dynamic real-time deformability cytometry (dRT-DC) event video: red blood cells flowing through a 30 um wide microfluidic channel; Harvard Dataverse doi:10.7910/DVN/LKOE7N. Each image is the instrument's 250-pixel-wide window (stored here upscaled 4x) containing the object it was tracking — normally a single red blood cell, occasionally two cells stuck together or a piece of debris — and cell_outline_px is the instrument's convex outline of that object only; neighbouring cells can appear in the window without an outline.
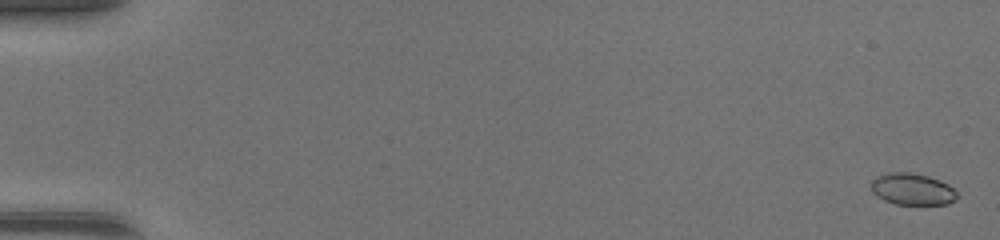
{"species": "common noctule bat (a hibernating species)", "species_latin": "Nyctalus noctula", "temperature_condition": "warm", "stored_images_in_passage": 50, "camera_frame_rate_fps": 3000, "um_per_image_px": 0.085, "animal": {"sex": "female", "body_mass_g": 17.0, "forearm_length_mm": 48.0}, "frame": {"image": 1, "passage_image": 2, "time_ms": 0.333, "image_size_px": [1000, 240], "cell_outline_px": [[960, 196], [956, 200], [948, 204], [896, 204], [884, 200], [876, 196], [872, 192], [872, 180], [876, 176], [888, 172], [912, 172], [928, 176], [940, 180], [948, 184]], "centroid_in_image_um": [77.56, 16.07], "position_along_channel_um": 7.4, "area_um2": 16.01}}
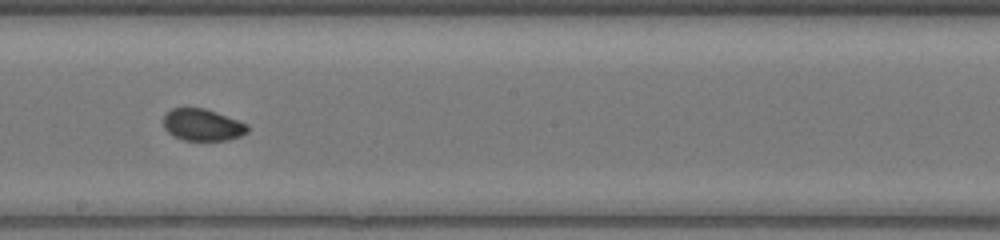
{"frame": {"image": 2, "passage_image": 30, "time_ms": 9.667, "image_size_px": [1000, 240], "cell_outline_px": [[248, 132], [240, 136], [228, 140], [184, 140], [172, 136], [164, 128], [164, 116], [172, 108], [204, 108], [216, 112], [248, 124]], "centroid_in_image_um": [17.21, 10.62], "position_along_channel_um": 231.0, "area_um2": 15.55}}
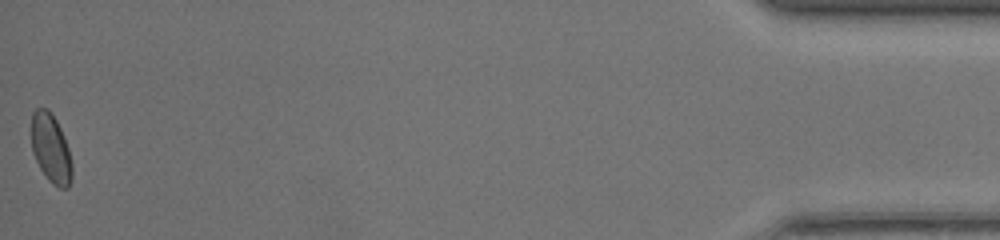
{"frame": {"image": 3, "passage_image": 50, "time_ms": 16.333, "image_size_px": [1000, 240], "cell_outline_px": [[72, 180], [68, 188], [60, 188], [52, 184], [48, 180], [40, 168], [32, 152], [32, 112], [36, 108], [48, 108], [56, 120], [60, 128], [68, 148], [72, 164]], "centroid_in_image_um": [4.33, 12.64], "position_along_channel_um": 430.9, "area_um2": 16.3}, "authors_computed_cell_mechanics": {"area_um2": 16.1262, "velocity_mm_per_s": 4.3934, "shape_relaxation_time_tau1_ms": 5.709, "shape_relaxation_time_tau2_ms": 1.3907, "deformation_change_tau1": 0.1297, "deformation_change_tau2": 0.0448}}